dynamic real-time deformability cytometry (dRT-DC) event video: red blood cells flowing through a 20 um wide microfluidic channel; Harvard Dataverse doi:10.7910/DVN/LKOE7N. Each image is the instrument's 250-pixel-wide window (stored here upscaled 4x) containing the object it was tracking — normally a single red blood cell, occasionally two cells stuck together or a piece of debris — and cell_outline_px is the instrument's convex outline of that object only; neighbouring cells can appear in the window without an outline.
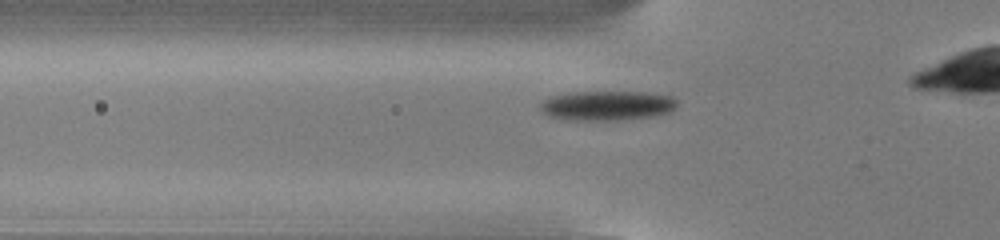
{"species": "common noctule bat (a hibernating species)", "species_latin": "Nyctalus noctula", "temperature_condition": "cold", "stored_images_in_passage": 37, "camera_frame_rate_fps": 3000, "um_per_image_px": 0.085, "animal": {"sex": "male", "body_mass_g": 13.0, "forearm_length_mm": 53.1}, "frame": {"image": 1, "passage_image": 8, "time_ms": 2.333, "image_size_px": [1000, 240], "cell_outline_px": [[676, 104], [668, 112], [652, 116], [616, 120], [572, 120], [552, 116], [544, 112], [540, 108], [540, 104], [544, 100], [552, 96], [572, 92], [648, 92], [672, 96], [676, 100]], "centroid_in_image_um": [51.61, 8.96], "position_along_channel_um": 74.2, "area_um2": 23.24}}
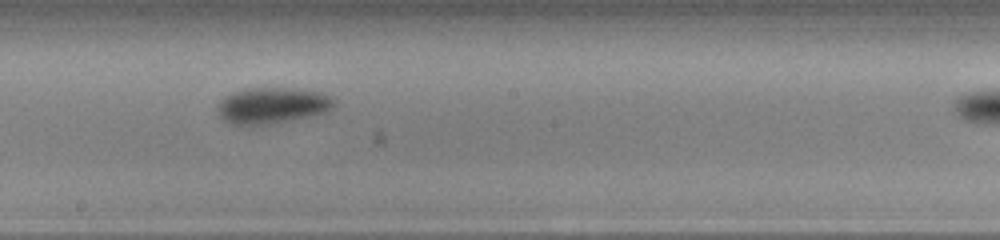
{"frame": {"image": 2, "passage_image": 20, "time_ms": 6.333, "image_size_px": [1000, 240], "cell_outline_px": [[336, 104], [328, 112], [312, 116], [268, 124], [232, 124], [224, 120], [216, 112], [220, 100], [232, 92], [244, 88], [292, 88], [320, 92], [332, 96], [336, 100]], "centroid_in_image_um": [23.17, 8.95], "position_along_channel_um": 225.0, "area_um2": 24.68}}
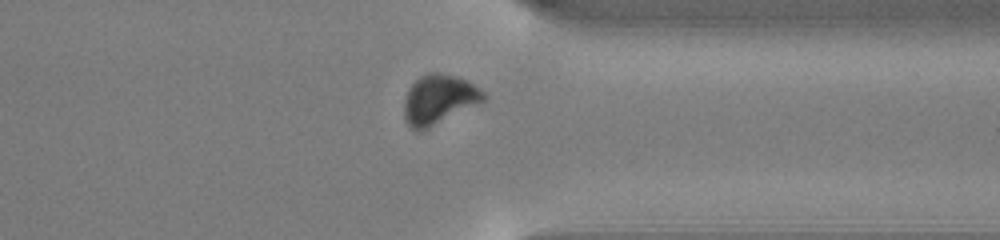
{"frame": {"image": 3, "passage_image": 32, "time_ms": 10.333, "image_size_px": [1000, 240], "cell_outline_px": [[488, 96], [480, 104], [416, 132], [404, 120], [404, 100], [408, 88], [420, 76], [428, 72], [440, 72], [456, 76], [468, 80], [480, 88]], "centroid_in_image_um": [37.32, 8.42], "position_along_channel_um": 374.1, "area_um2": 23.0}, "authors_computed_cell_mechanics": {"area_um2": 23.12, "velocity_mm_per_s": 3.7759, "shape_relaxation_time_tau1_ms": 2.694, "shape_relaxation_time_tau2_ms": 7.9845, "deformation_change_tau1": 0.1354, "deformation_change_tau2": 0.102}}